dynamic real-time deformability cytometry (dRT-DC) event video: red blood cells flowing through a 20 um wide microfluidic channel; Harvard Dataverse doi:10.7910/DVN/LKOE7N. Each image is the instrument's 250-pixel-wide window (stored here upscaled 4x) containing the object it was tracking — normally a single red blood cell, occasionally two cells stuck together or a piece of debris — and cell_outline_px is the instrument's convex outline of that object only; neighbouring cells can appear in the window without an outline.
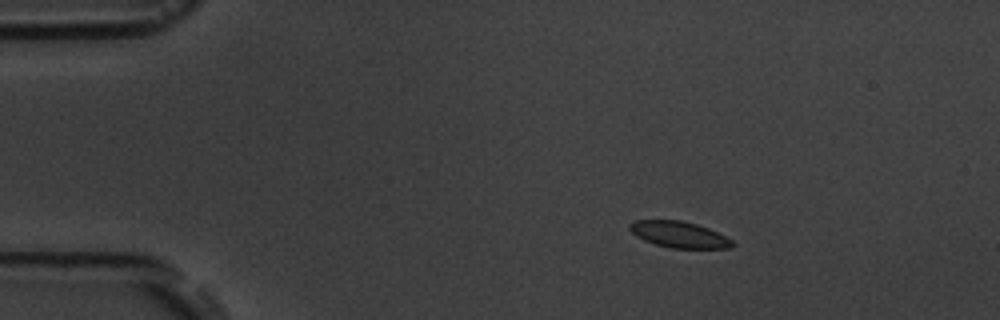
{"species": "common noctule bat (a hibernating species)", "species_latin": "Nyctalus noctula", "temperature_condition": "room temperature", "stored_images_in_passage": 5, "camera_frame_rate_fps": 3000, "um_per_image_px": 0.085, "animal": {"sex": "male", "body_mass_g": 19.5, "forearm_length_mm": 54.6}, "frame": {"image": 1, "passage_image": 3, "time_ms": 2.333, "image_size_px": [1000, 320], "cell_outline_px": [[736, 244], [732, 248], [672, 248], [656, 244], [644, 240], [636, 236], [628, 228], [628, 224], [636, 220], [680, 220], [696, 224], [708, 228], [732, 240]], "centroid_in_image_um": [57.72, 19.93], "position_along_channel_um": 27.3, "area_um2": 15.61}}